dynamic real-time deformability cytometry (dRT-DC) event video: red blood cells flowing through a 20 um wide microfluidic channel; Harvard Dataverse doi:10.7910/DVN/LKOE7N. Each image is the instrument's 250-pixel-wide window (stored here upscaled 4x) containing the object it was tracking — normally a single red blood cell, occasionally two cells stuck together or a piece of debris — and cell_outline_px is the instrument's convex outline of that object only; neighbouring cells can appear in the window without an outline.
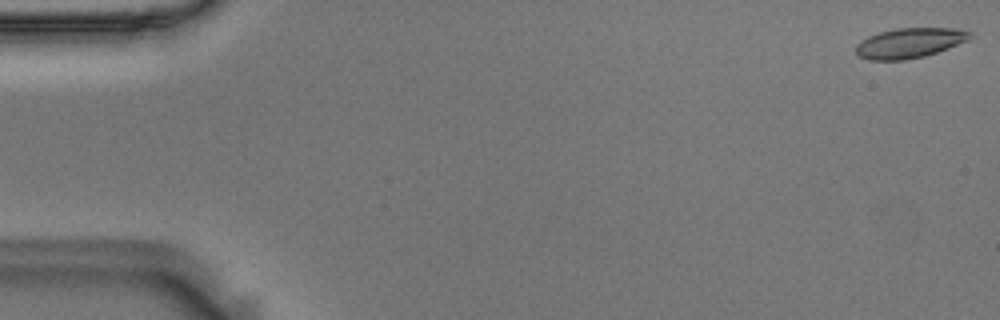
{"species": "Egyptian fruit bat (a non-hibernating species)", "species_latin": "Rousettus aegyptiacus", "temperature_condition": "room temperature", "stored_images_in_passage": 55, "camera_frame_rate_fps": 3000, "um_per_image_px": 0.085, "animal": {"sex": "male"}, "frame": {"image": 1, "passage_image": 1, "time_ms": 0.0, "image_size_px": [1000, 320], "cell_outline_px": [[976, 36], [968, 40], [948, 48], [924, 56], [904, 60], [868, 60], [856, 56], [856, 44], [868, 36], [880, 32], [896, 28], [956, 28], [972, 32]], "centroid_in_image_um": [77.32, 3.65], "position_along_channel_um": 7.7, "area_um2": 20.11}}
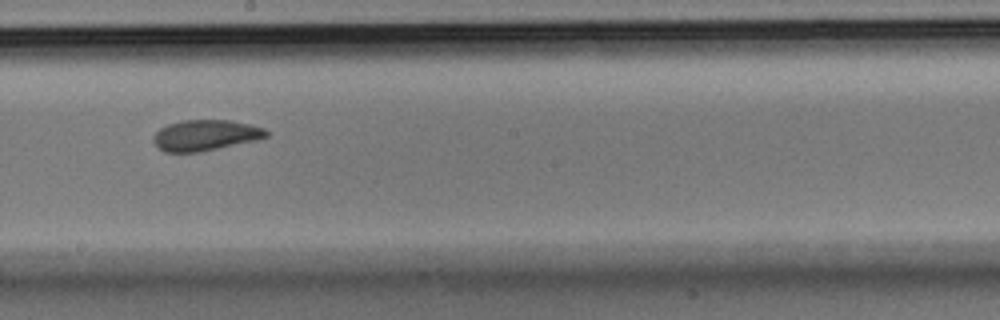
{"frame": {"image": 2, "passage_image": 31, "time_ms": 10.0, "image_size_px": [1000, 320], "cell_outline_px": [[268, 136], [256, 140], [200, 152], [164, 152], [152, 140], [152, 136], [160, 128], [168, 124], [180, 120], [232, 120], [264, 128], [268, 132]], "centroid_in_image_um": [17.44, 11.49], "position_along_channel_um": 230.8, "area_um2": 20.23}}
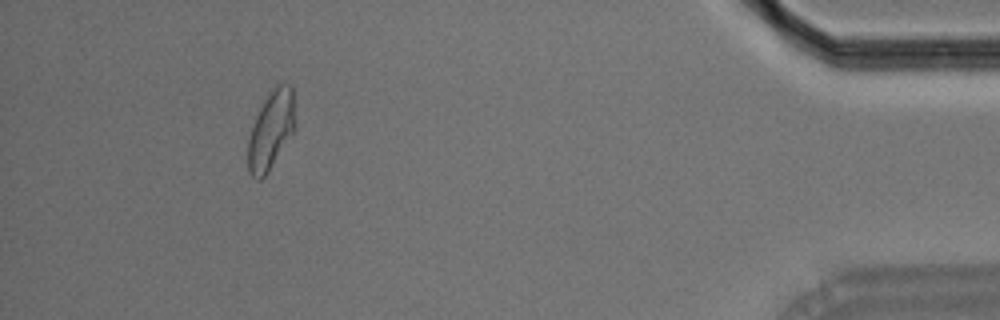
{"frame": {"image": 3, "passage_image": 51, "time_ms": 16.667, "image_size_px": [1000, 320], "cell_outline_px": [[292, 132], [268, 172], [260, 180], [256, 180], [248, 172], [248, 140], [256, 116], [268, 92], [276, 80], [292, 84]], "centroid_in_image_um": [22.98, 11.01], "position_along_channel_um": 412.2, "area_um2": 21.04}, "authors_computed_cell_mechanics": {"area_um2": 20.808, "velocity_mm_per_s": 3.6289, "shape_relaxation_time_tau1_ms": null, "shape_relaxation_time_tau2_ms": 1.9512, "deformation_change_tau1": null, "deformation_change_tau2": 0.0825}}